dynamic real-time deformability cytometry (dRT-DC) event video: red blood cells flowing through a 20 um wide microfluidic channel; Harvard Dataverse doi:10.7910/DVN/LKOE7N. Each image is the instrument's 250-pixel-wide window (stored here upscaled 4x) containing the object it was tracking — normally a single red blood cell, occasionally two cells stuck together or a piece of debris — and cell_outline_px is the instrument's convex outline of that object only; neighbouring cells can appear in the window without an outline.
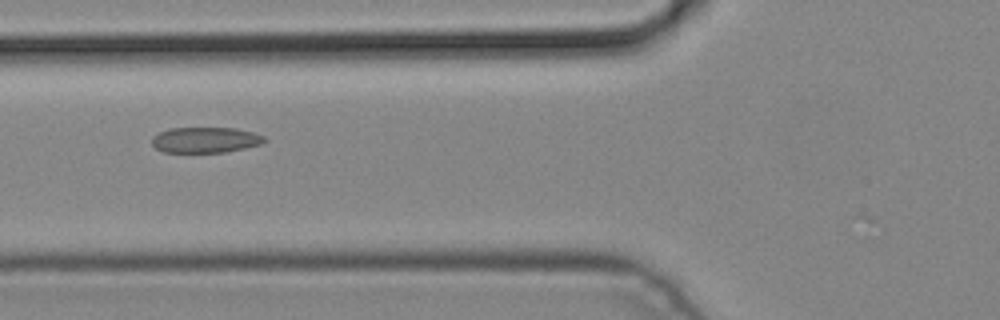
{"species": "common noctule bat (a hibernating species)", "species_latin": "Nyctalus noctula", "temperature_condition": "cold", "stored_images_in_passage": 5, "camera_frame_rate_fps": 3000, "um_per_image_px": 0.085, "animal": {"sex": "male", "body_mass_g": 19.2, "forearm_length_mm": 51.8}, "frame": {"image": 1, "passage_image": 5, "time_ms": 1.333, "image_size_px": [1000, 320], "cell_outline_px": [[268, 140], [264, 144], [224, 152], [164, 152], [156, 148], [152, 144], [152, 136], [168, 128], [236, 128], [252, 132], [264, 136]], "centroid_in_image_um": [17.48, 11.89], "position_along_channel_um": 108.3, "area_um2": 16.88}}